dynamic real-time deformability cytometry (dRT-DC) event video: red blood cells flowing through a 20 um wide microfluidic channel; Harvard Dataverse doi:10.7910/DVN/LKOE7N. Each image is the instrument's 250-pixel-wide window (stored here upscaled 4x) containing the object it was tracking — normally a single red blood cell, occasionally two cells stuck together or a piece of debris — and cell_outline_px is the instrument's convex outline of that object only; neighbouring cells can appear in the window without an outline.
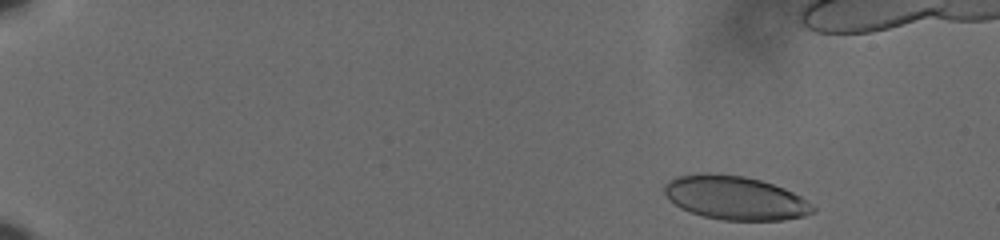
{"species": "human", "species_latin": "Homo sapiens", "temperature_condition": "cold", "stored_images_in_passage": 50, "camera_frame_rate_fps": 3000, "um_per_image_px": 0.085, "donor": {"sex": "male"}, "frame": {"image": 1, "passage_image": 3, "time_ms": 0.667, "image_size_px": [1000, 240], "cell_outline_px": [[816, 208], [812, 212], [804, 216], [784, 220], [724, 220], [704, 216], [680, 208], [664, 192], [664, 184], [668, 180], [680, 176], [708, 172], [744, 176], [760, 180], [784, 188], [800, 196]], "centroid_in_image_um": [62.49, 16.81], "position_along_channel_um": 22.5, "area_um2": 37.51}}
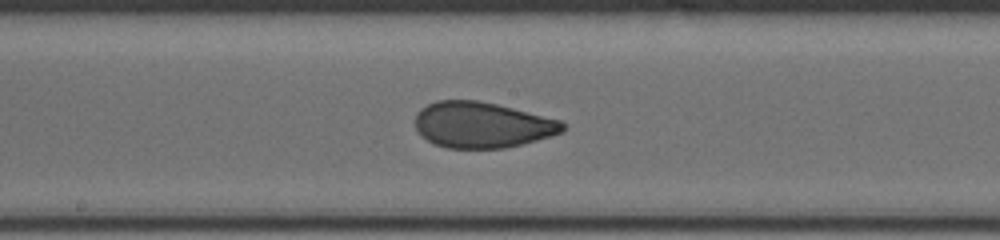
{"frame": {"image": 2, "passage_image": 30, "time_ms": 9.667, "image_size_px": [1000, 240], "cell_outline_px": [[564, 132], [552, 136], [504, 148], [448, 148], [436, 144], [428, 140], [416, 128], [416, 112], [420, 108], [436, 100], [476, 100], [496, 104], [560, 120], [564, 124]], "centroid_in_image_um": [40.97, 10.61], "position_along_channel_um": 207.2, "area_um2": 39.07}}
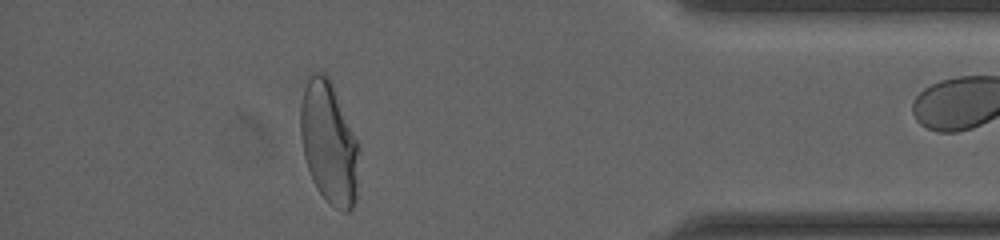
{"frame": {"image": 3, "passage_image": 49, "time_ms": 16.0, "image_size_px": [1000, 240], "cell_outline_px": [[360, 148], [356, 200], [352, 208], [348, 212], [344, 212], [336, 208], [316, 188], [312, 180], [304, 156], [300, 136], [300, 108], [304, 88], [308, 76], [312, 72], [324, 72], [328, 76], [332, 84], [360, 144]], "centroid_in_image_um": [27.97, 12.13], "position_along_channel_um": 407.2, "area_um2": 42.02}}